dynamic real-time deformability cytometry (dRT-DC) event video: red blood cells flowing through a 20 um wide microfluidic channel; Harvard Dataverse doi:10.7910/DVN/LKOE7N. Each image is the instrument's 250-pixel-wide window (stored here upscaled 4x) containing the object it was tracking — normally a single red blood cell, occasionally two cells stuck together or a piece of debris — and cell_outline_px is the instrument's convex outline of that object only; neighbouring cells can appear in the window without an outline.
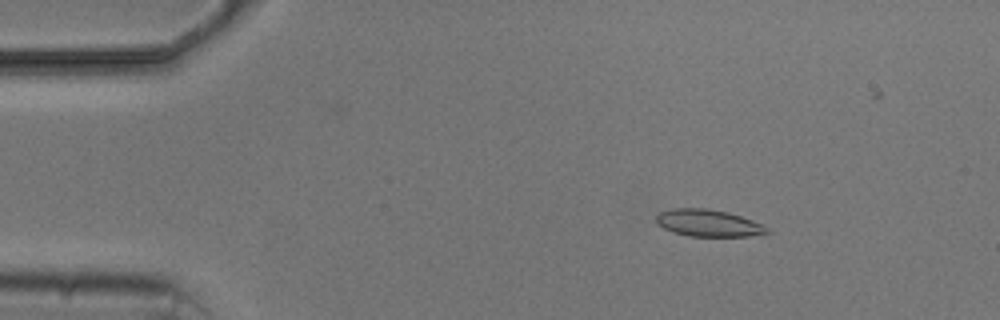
{"species": "common noctule bat (a hibernating species)", "species_latin": "Nyctalus noctula", "temperature_condition": "cold", "stored_images_in_passage": 5, "camera_frame_rate_fps": 3000, "um_per_image_px": 0.085, "animal": {"sex": "male", "body_mass_g": 20.5, "forearm_length_mm": 52.5}, "frame": {"image": 1, "passage_image": 3, "time_ms": 2.333, "image_size_px": [1000, 320], "cell_outline_px": [[772, 232], [748, 236], [688, 236], [672, 232], [664, 228], [656, 220], [656, 216], [660, 212], [672, 208], [708, 208], [728, 212], [764, 224]], "centroid_in_image_um": [60.23, 18.96], "position_along_channel_um": 24.8, "area_um2": 17.46}}